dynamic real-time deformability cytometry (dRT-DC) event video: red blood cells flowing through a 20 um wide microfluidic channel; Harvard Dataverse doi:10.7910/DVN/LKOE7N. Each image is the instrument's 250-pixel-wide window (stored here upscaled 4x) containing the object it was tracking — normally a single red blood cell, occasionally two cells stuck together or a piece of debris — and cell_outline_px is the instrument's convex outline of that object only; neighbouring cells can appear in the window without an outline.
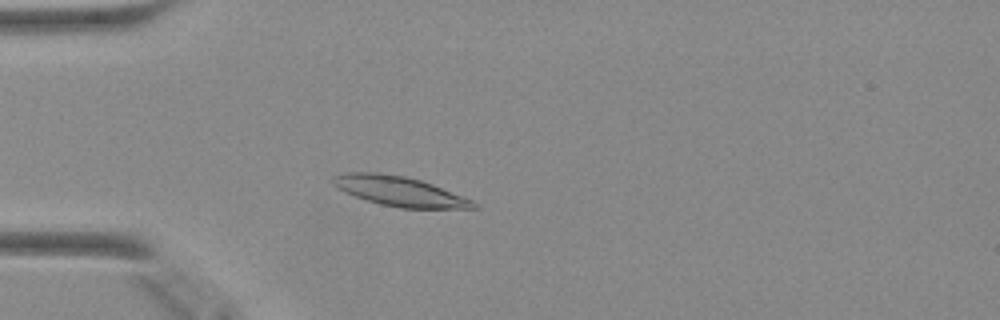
{"species": "Egyptian fruit bat (a non-hibernating species)", "species_latin": "Rousettus aegyptiacus", "temperature_condition": "warm", "stored_images_in_passage": 47, "camera_frame_rate_fps": 3000, "um_per_image_px": 0.085, "animal": {"sex": "female"}, "frame": {"image": 1, "passage_image": 12, "time_ms": 3.667, "image_size_px": [1000, 320], "cell_outline_px": [[480, 208], [400, 208], [380, 204], [344, 192], [336, 188], [332, 184], [332, 176], [344, 172], [380, 172], [404, 176], [420, 180], [432, 184], [472, 200]], "centroid_in_image_um": [33.9, 16.24], "position_along_channel_um": 51.1, "area_um2": 24.22}}
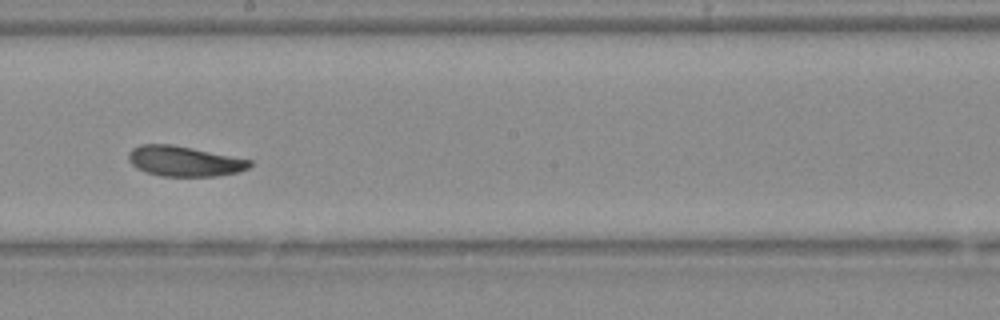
{"frame": {"image": 2, "passage_image": 26, "time_ms": 8.333, "image_size_px": [1000, 320], "cell_outline_px": [[252, 164], [248, 168], [236, 172], [216, 176], [160, 176], [144, 172], [136, 168], [128, 160], [128, 152], [132, 148], [140, 144], [172, 144], [252, 160]], "centroid_in_image_um": [15.61, 13.7], "position_along_channel_um": 232.6, "area_um2": 21.39}}
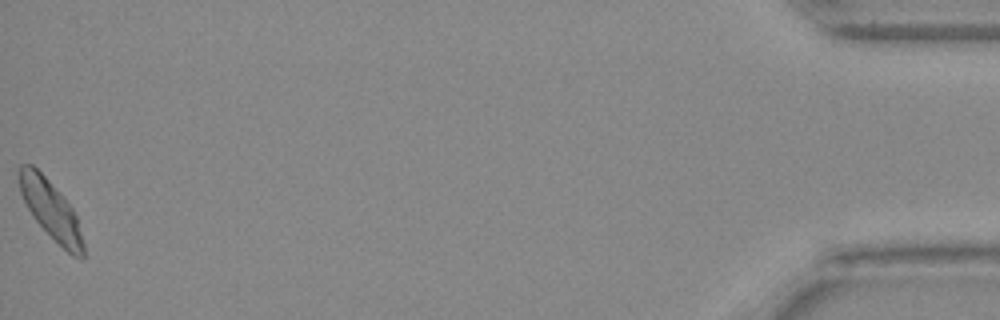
{"frame": {"image": 3, "passage_image": 47, "time_ms": 15.333, "image_size_px": [1000, 320], "cell_outline_px": [[84, 260], [80, 260], [72, 256], [32, 216], [20, 192], [20, 164], [32, 164], [44, 176], [72, 208], [76, 216], [84, 244]], "centroid_in_image_um": [4.35, 17.88], "position_along_channel_um": 430.8, "area_um2": 21.1}}